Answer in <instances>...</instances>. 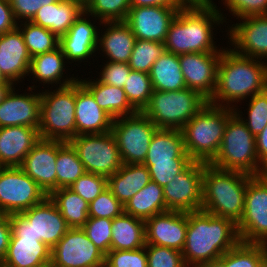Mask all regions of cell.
<instances>
[{
	"label": "cell",
	"instance_id": "cell-21",
	"mask_svg": "<svg viewBox=\"0 0 267 267\" xmlns=\"http://www.w3.org/2000/svg\"><path fill=\"white\" fill-rule=\"evenodd\" d=\"M12 89L0 103V128L28 126L39 129L41 95H16Z\"/></svg>",
	"mask_w": 267,
	"mask_h": 267
},
{
	"label": "cell",
	"instance_id": "cell-17",
	"mask_svg": "<svg viewBox=\"0 0 267 267\" xmlns=\"http://www.w3.org/2000/svg\"><path fill=\"white\" fill-rule=\"evenodd\" d=\"M188 212L171 211L145 220L146 244L182 251L185 245Z\"/></svg>",
	"mask_w": 267,
	"mask_h": 267
},
{
	"label": "cell",
	"instance_id": "cell-46",
	"mask_svg": "<svg viewBox=\"0 0 267 267\" xmlns=\"http://www.w3.org/2000/svg\"><path fill=\"white\" fill-rule=\"evenodd\" d=\"M69 188L90 203L107 189V178L105 176L85 172Z\"/></svg>",
	"mask_w": 267,
	"mask_h": 267
},
{
	"label": "cell",
	"instance_id": "cell-55",
	"mask_svg": "<svg viewBox=\"0 0 267 267\" xmlns=\"http://www.w3.org/2000/svg\"><path fill=\"white\" fill-rule=\"evenodd\" d=\"M11 234L9 215L0 212V263L6 256Z\"/></svg>",
	"mask_w": 267,
	"mask_h": 267
},
{
	"label": "cell",
	"instance_id": "cell-8",
	"mask_svg": "<svg viewBox=\"0 0 267 267\" xmlns=\"http://www.w3.org/2000/svg\"><path fill=\"white\" fill-rule=\"evenodd\" d=\"M208 100L189 88L179 91H156L142 111L158 129L181 130Z\"/></svg>",
	"mask_w": 267,
	"mask_h": 267
},
{
	"label": "cell",
	"instance_id": "cell-65",
	"mask_svg": "<svg viewBox=\"0 0 267 267\" xmlns=\"http://www.w3.org/2000/svg\"><path fill=\"white\" fill-rule=\"evenodd\" d=\"M0 267H8V266L0 263Z\"/></svg>",
	"mask_w": 267,
	"mask_h": 267
},
{
	"label": "cell",
	"instance_id": "cell-57",
	"mask_svg": "<svg viewBox=\"0 0 267 267\" xmlns=\"http://www.w3.org/2000/svg\"><path fill=\"white\" fill-rule=\"evenodd\" d=\"M256 152L258 160L267 170V126L256 137Z\"/></svg>",
	"mask_w": 267,
	"mask_h": 267
},
{
	"label": "cell",
	"instance_id": "cell-20",
	"mask_svg": "<svg viewBox=\"0 0 267 267\" xmlns=\"http://www.w3.org/2000/svg\"><path fill=\"white\" fill-rule=\"evenodd\" d=\"M76 136L103 134L112 130L113 118L102 110L92 94L76 79Z\"/></svg>",
	"mask_w": 267,
	"mask_h": 267
},
{
	"label": "cell",
	"instance_id": "cell-10",
	"mask_svg": "<svg viewBox=\"0 0 267 267\" xmlns=\"http://www.w3.org/2000/svg\"><path fill=\"white\" fill-rule=\"evenodd\" d=\"M157 129L143 112H136L120 120L114 119L111 131L116 138L122 163L143 164Z\"/></svg>",
	"mask_w": 267,
	"mask_h": 267
},
{
	"label": "cell",
	"instance_id": "cell-64",
	"mask_svg": "<svg viewBox=\"0 0 267 267\" xmlns=\"http://www.w3.org/2000/svg\"><path fill=\"white\" fill-rule=\"evenodd\" d=\"M186 4H194V0H183Z\"/></svg>",
	"mask_w": 267,
	"mask_h": 267
},
{
	"label": "cell",
	"instance_id": "cell-33",
	"mask_svg": "<svg viewBox=\"0 0 267 267\" xmlns=\"http://www.w3.org/2000/svg\"><path fill=\"white\" fill-rule=\"evenodd\" d=\"M110 24L103 38L99 40L103 51L110 57L111 62L128 63L136 41L131 28L124 21L103 22Z\"/></svg>",
	"mask_w": 267,
	"mask_h": 267
},
{
	"label": "cell",
	"instance_id": "cell-43",
	"mask_svg": "<svg viewBox=\"0 0 267 267\" xmlns=\"http://www.w3.org/2000/svg\"><path fill=\"white\" fill-rule=\"evenodd\" d=\"M82 229L105 255L110 251L112 219L89 217Z\"/></svg>",
	"mask_w": 267,
	"mask_h": 267
},
{
	"label": "cell",
	"instance_id": "cell-7",
	"mask_svg": "<svg viewBox=\"0 0 267 267\" xmlns=\"http://www.w3.org/2000/svg\"><path fill=\"white\" fill-rule=\"evenodd\" d=\"M76 80L60 85L56 92L41 94L39 136L44 140L69 142L76 137Z\"/></svg>",
	"mask_w": 267,
	"mask_h": 267
},
{
	"label": "cell",
	"instance_id": "cell-37",
	"mask_svg": "<svg viewBox=\"0 0 267 267\" xmlns=\"http://www.w3.org/2000/svg\"><path fill=\"white\" fill-rule=\"evenodd\" d=\"M63 57L65 55L60 46L52 51L31 57L29 72L32 71L35 77L44 83L57 82L63 74Z\"/></svg>",
	"mask_w": 267,
	"mask_h": 267
},
{
	"label": "cell",
	"instance_id": "cell-40",
	"mask_svg": "<svg viewBox=\"0 0 267 267\" xmlns=\"http://www.w3.org/2000/svg\"><path fill=\"white\" fill-rule=\"evenodd\" d=\"M165 51L164 43L136 39L128 65L133 71L149 74L154 62Z\"/></svg>",
	"mask_w": 267,
	"mask_h": 267
},
{
	"label": "cell",
	"instance_id": "cell-34",
	"mask_svg": "<svg viewBox=\"0 0 267 267\" xmlns=\"http://www.w3.org/2000/svg\"><path fill=\"white\" fill-rule=\"evenodd\" d=\"M166 211L168 210L164 200L163 187L153 181L133 195L124 205V213L142 220Z\"/></svg>",
	"mask_w": 267,
	"mask_h": 267
},
{
	"label": "cell",
	"instance_id": "cell-12",
	"mask_svg": "<svg viewBox=\"0 0 267 267\" xmlns=\"http://www.w3.org/2000/svg\"><path fill=\"white\" fill-rule=\"evenodd\" d=\"M237 231L241 242L267 245V185L258 176H252L247 183Z\"/></svg>",
	"mask_w": 267,
	"mask_h": 267
},
{
	"label": "cell",
	"instance_id": "cell-48",
	"mask_svg": "<svg viewBox=\"0 0 267 267\" xmlns=\"http://www.w3.org/2000/svg\"><path fill=\"white\" fill-rule=\"evenodd\" d=\"M248 130L256 137L267 126V88L251 97Z\"/></svg>",
	"mask_w": 267,
	"mask_h": 267
},
{
	"label": "cell",
	"instance_id": "cell-18",
	"mask_svg": "<svg viewBox=\"0 0 267 267\" xmlns=\"http://www.w3.org/2000/svg\"><path fill=\"white\" fill-rule=\"evenodd\" d=\"M57 140L40 139L25 156L20 168L49 196L57 189Z\"/></svg>",
	"mask_w": 267,
	"mask_h": 267
},
{
	"label": "cell",
	"instance_id": "cell-36",
	"mask_svg": "<svg viewBox=\"0 0 267 267\" xmlns=\"http://www.w3.org/2000/svg\"><path fill=\"white\" fill-rule=\"evenodd\" d=\"M57 189L69 188L86 171L76 150L69 142L57 140Z\"/></svg>",
	"mask_w": 267,
	"mask_h": 267
},
{
	"label": "cell",
	"instance_id": "cell-16",
	"mask_svg": "<svg viewBox=\"0 0 267 267\" xmlns=\"http://www.w3.org/2000/svg\"><path fill=\"white\" fill-rule=\"evenodd\" d=\"M178 10L167 6L130 7L125 23L136 39L164 43Z\"/></svg>",
	"mask_w": 267,
	"mask_h": 267
},
{
	"label": "cell",
	"instance_id": "cell-11",
	"mask_svg": "<svg viewBox=\"0 0 267 267\" xmlns=\"http://www.w3.org/2000/svg\"><path fill=\"white\" fill-rule=\"evenodd\" d=\"M46 197V193L20 167H0L1 213H21Z\"/></svg>",
	"mask_w": 267,
	"mask_h": 267
},
{
	"label": "cell",
	"instance_id": "cell-28",
	"mask_svg": "<svg viewBox=\"0 0 267 267\" xmlns=\"http://www.w3.org/2000/svg\"><path fill=\"white\" fill-rule=\"evenodd\" d=\"M84 13L85 11L75 20L66 34L59 38V46L66 59H85L97 48V31L91 22L81 18Z\"/></svg>",
	"mask_w": 267,
	"mask_h": 267
},
{
	"label": "cell",
	"instance_id": "cell-45",
	"mask_svg": "<svg viewBox=\"0 0 267 267\" xmlns=\"http://www.w3.org/2000/svg\"><path fill=\"white\" fill-rule=\"evenodd\" d=\"M148 267H187L181 251L168 247L146 244Z\"/></svg>",
	"mask_w": 267,
	"mask_h": 267
},
{
	"label": "cell",
	"instance_id": "cell-39",
	"mask_svg": "<svg viewBox=\"0 0 267 267\" xmlns=\"http://www.w3.org/2000/svg\"><path fill=\"white\" fill-rule=\"evenodd\" d=\"M21 33L31 57L52 51L59 46V38L54 33L31 21L25 24Z\"/></svg>",
	"mask_w": 267,
	"mask_h": 267
},
{
	"label": "cell",
	"instance_id": "cell-22",
	"mask_svg": "<svg viewBox=\"0 0 267 267\" xmlns=\"http://www.w3.org/2000/svg\"><path fill=\"white\" fill-rule=\"evenodd\" d=\"M40 140L37 128L8 126L0 128V167H20L25 156Z\"/></svg>",
	"mask_w": 267,
	"mask_h": 267
},
{
	"label": "cell",
	"instance_id": "cell-1",
	"mask_svg": "<svg viewBox=\"0 0 267 267\" xmlns=\"http://www.w3.org/2000/svg\"><path fill=\"white\" fill-rule=\"evenodd\" d=\"M239 242L237 225L232 220L202 210L188 212L186 240L181 251L185 265L196 267L219 259Z\"/></svg>",
	"mask_w": 267,
	"mask_h": 267
},
{
	"label": "cell",
	"instance_id": "cell-2",
	"mask_svg": "<svg viewBox=\"0 0 267 267\" xmlns=\"http://www.w3.org/2000/svg\"><path fill=\"white\" fill-rule=\"evenodd\" d=\"M215 8L207 2L180 9L169 25L165 50L176 55L217 52L213 46L211 22H220L223 18Z\"/></svg>",
	"mask_w": 267,
	"mask_h": 267
},
{
	"label": "cell",
	"instance_id": "cell-58",
	"mask_svg": "<svg viewBox=\"0 0 267 267\" xmlns=\"http://www.w3.org/2000/svg\"><path fill=\"white\" fill-rule=\"evenodd\" d=\"M196 267H230V250L224 253L219 259L201 263Z\"/></svg>",
	"mask_w": 267,
	"mask_h": 267
},
{
	"label": "cell",
	"instance_id": "cell-41",
	"mask_svg": "<svg viewBox=\"0 0 267 267\" xmlns=\"http://www.w3.org/2000/svg\"><path fill=\"white\" fill-rule=\"evenodd\" d=\"M267 263L266 244L239 242L230 249V267H263Z\"/></svg>",
	"mask_w": 267,
	"mask_h": 267
},
{
	"label": "cell",
	"instance_id": "cell-60",
	"mask_svg": "<svg viewBox=\"0 0 267 267\" xmlns=\"http://www.w3.org/2000/svg\"><path fill=\"white\" fill-rule=\"evenodd\" d=\"M84 10H86L94 0H75Z\"/></svg>",
	"mask_w": 267,
	"mask_h": 267
},
{
	"label": "cell",
	"instance_id": "cell-4",
	"mask_svg": "<svg viewBox=\"0 0 267 267\" xmlns=\"http://www.w3.org/2000/svg\"><path fill=\"white\" fill-rule=\"evenodd\" d=\"M260 63L234 50L222 51L216 89L208 103L216 105L217 99L234 102L263 92L267 88V66Z\"/></svg>",
	"mask_w": 267,
	"mask_h": 267
},
{
	"label": "cell",
	"instance_id": "cell-61",
	"mask_svg": "<svg viewBox=\"0 0 267 267\" xmlns=\"http://www.w3.org/2000/svg\"><path fill=\"white\" fill-rule=\"evenodd\" d=\"M258 177L267 185V170L261 172Z\"/></svg>",
	"mask_w": 267,
	"mask_h": 267
},
{
	"label": "cell",
	"instance_id": "cell-29",
	"mask_svg": "<svg viewBox=\"0 0 267 267\" xmlns=\"http://www.w3.org/2000/svg\"><path fill=\"white\" fill-rule=\"evenodd\" d=\"M151 181L148 168L143 164H123L107 178V188L123 204Z\"/></svg>",
	"mask_w": 267,
	"mask_h": 267
},
{
	"label": "cell",
	"instance_id": "cell-13",
	"mask_svg": "<svg viewBox=\"0 0 267 267\" xmlns=\"http://www.w3.org/2000/svg\"><path fill=\"white\" fill-rule=\"evenodd\" d=\"M105 254L82 228H70L51 249L50 267H103Z\"/></svg>",
	"mask_w": 267,
	"mask_h": 267
},
{
	"label": "cell",
	"instance_id": "cell-31",
	"mask_svg": "<svg viewBox=\"0 0 267 267\" xmlns=\"http://www.w3.org/2000/svg\"><path fill=\"white\" fill-rule=\"evenodd\" d=\"M80 83L92 94L99 107L113 119L137 112L128 102L123 88L103 84L99 81H80Z\"/></svg>",
	"mask_w": 267,
	"mask_h": 267
},
{
	"label": "cell",
	"instance_id": "cell-23",
	"mask_svg": "<svg viewBox=\"0 0 267 267\" xmlns=\"http://www.w3.org/2000/svg\"><path fill=\"white\" fill-rule=\"evenodd\" d=\"M31 56L19 27L0 35V71L11 83L29 72Z\"/></svg>",
	"mask_w": 267,
	"mask_h": 267
},
{
	"label": "cell",
	"instance_id": "cell-9",
	"mask_svg": "<svg viewBox=\"0 0 267 267\" xmlns=\"http://www.w3.org/2000/svg\"><path fill=\"white\" fill-rule=\"evenodd\" d=\"M69 143L76 150L86 172L108 178L123 165L112 131L103 134L79 135Z\"/></svg>",
	"mask_w": 267,
	"mask_h": 267
},
{
	"label": "cell",
	"instance_id": "cell-6",
	"mask_svg": "<svg viewBox=\"0 0 267 267\" xmlns=\"http://www.w3.org/2000/svg\"><path fill=\"white\" fill-rule=\"evenodd\" d=\"M234 112L227 121L219 151L210 165L230 171H239L252 176H258L266 171L260 170L256 152L255 136L248 130L246 124Z\"/></svg>",
	"mask_w": 267,
	"mask_h": 267
},
{
	"label": "cell",
	"instance_id": "cell-44",
	"mask_svg": "<svg viewBox=\"0 0 267 267\" xmlns=\"http://www.w3.org/2000/svg\"><path fill=\"white\" fill-rule=\"evenodd\" d=\"M124 212V205L107 188L89 203V217L114 219Z\"/></svg>",
	"mask_w": 267,
	"mask_h": 267
},
{
	"label": "cell",
	"instance_id": "cell-32",
	"mask_svg": "<svg viewBox=\"0 0 267 267\" xmlns=\"http://www.w3.org/2000/svg\"><path fill=\"white\" fill-rule=\"evenodd\" d=\"M153 90L156 91H179L187 88L179 55L165 51L152 65L149 72Z\"/></svg>",
	"mask_w": 267,
	"mask_h": 267
},
{
	"label": "cell",
	"instance_id": "cell-38",
	"mask_svg": "<svg viewBox=\"0 0 267 267\" xmlns=\"http://www.w3.org/2000/svg\"><path fill=\"white\" fill-rule=\"evenodd\" d=\"M123 90L130 105L137 112H142L148 105L150 96L153 93L149 74L131 70Z\"/></svg>",
	"mask_w": 267,
	"mask_h": 267
},
{
	"label": "cell",
	"instance_id": "cell-19",
	"mask_svg": "<svg viewBox=\"0 0 267 267\" xmlns=\"http://www.w3.org/2000/svg\"><path fill=\"white\" fill-rule=\"evenodd\" d=\"M21 214L32 224L34 236L52 249L70 229L56 204L47 196Z\"/></svg>",
	"mask_w": 267,
	"mask_h": 267
},
{
	"label": "cell",
	"instance_id": "cell-52",
	"mask_svg": "<svg viewBox=\"0 0 267 267\" xmlns=\"http://www.w3.org/2000/svg\"><path fill=\"white\" fill-rule=\"evenodd\" d=\"M15 19L27 18L30 21L39 8L58 0H8Z\"/></svg>",
	"mask_w": 267,
	"mask_h": 267
},
{
	"label": "cell",
	"instance_id": "cell-15",
	"mask_svg": "<svg viewBox=\"0 0 267 267\" xmlns=\"http://www.w3.org/2000/svg\"><path fill=\"white\" fill-rule=\"evenodd\" d=\"M221 53L219 51L179 55L186 87L199 92L208 101L212 98L216 89Z\"/></svg>",
	"mask_w": 267,
	"mask_h": 267
},
{
	"label": "cell",
	"instance_id": "cell-14",
	"mask_svg": "<svg viewBox=\"0 0 267 267\" xmlns=\"http://www.w3.org/2000/svg\"><path fill=\"white\" fill-rule=\"evenodd\" d=\"M204 163L192 161L163 187L167 210L195 212L202 207Z\"/></svg>",
	"mask_w": 267,
	"mask_h": 267
},
{
	"label": "cell",
	"instance_id": "cell-5",
	"mask_svg": "<svg viewBox=\"0 0 267 267\" xmlns=\"http://www.w3.org/2000/svg\"><path fill=\"white\" fill-rule=\"evenodd\" d=\"M216 104L207 103L181 129L185 152L193 161L209 164L219 151L228 118L234 111Z\"/></svg>",
	"mask_w": 267,
	"mask_h": 267
},
{
	"label": "cell",
	"instance_id": "cell-3",
	"mask_svg": "<svg viewBox=\"0 0 267 267\" xmlns=\"http://www.w3.org/2000/svg\"><path fill=\"white\" fill-rule=\"evenodd\" d=\"M251 177L204 163L201 210L230 219L237 225L244 213L246 188Z\"/></svg>",
	"mask_w": 267,
	"mask_h": 267
},
{
	"label": "cell",
	"instance_id": "cell-24",
	"mask_svg": "<svg viewBox=\"0 0 267 267\" xmlns=\"http://www.w3.org/2000/svg\"><path fill=\"white\" fill-rule=\"evenodd\" d=\"M230 31V36L243 53L235 52L251 58L267 56V15L249 16ZM244 50V51H243Z\"/></svg>",
	"mask_w": 267,
	"mask_h": 267
},
{
	"label": "cell",
	"instance_id": "cell-59",
	"mask_svg": "<svg viewBox=\"0 0 267 267\" xmlns=\"http://www.w3.org/2000/svg\"><path fill=\"white\" fill-rule=\"evenodd\" d=\"M13 83H3L0 84V103L3 101L6 94L10 91L12 88Z\"/></svg>",
	"mask_w": 267,
	"mask_h": 267
},
{
	"label": "cell",
	"instance_id": "cell-27",
	"mask_svg": "<svg viewBox=\"0 0 267 267\" xmlns=\"http://www.w3.org/2000/svg\"><path fill=\"white\" fill-rule=\"evenodd\" d=\"M84 11L75 0H58L41 6L30 21L50 30L60 38Z\"/></svg>",
	"mask_w": 267,
	"mask_h": 267
},
{
	"label": "cell",
	"instance_id": "cell-54",
	"mask_svg": "<svg viewBox=\"0 0 267 267\" xmlns=\"http://www.w3.org/2000/svg\"><path fill=\"white\" fill-rule=\"evenodd\" d=\"M17 23L8 0H0V35L16 29Z\"/></svg>",
	"mask_w": 267,
	"mask_h": 267
},
{
	"label": "cell",
	"instance_id": "cell-30",
	"mask_svg": "<svg viewBox=\"0 0 267 267\" xmlns=\"http://www.w3.org/2000/svg\"><path fill=\"white\" fill-rule=\"evenodd\" d=\"M145 245V220L124 212L112 220L110 250H135Z\"/></svg>",
	"mask_w": 267,
	"mask_h": 267
},
{
	"label": "cell",
	"instance_id": "cell-63",
	"mask_svg": "<svg viewBox=\"0 0 267 267\" xmlns=\"http://www.w3.org/2000/svg\"><path fill=\"white\" fill-rule=\"evenodd\" d=\"M207 2H211L210 0H194V4H204Z\"/></svg>",
	"mask_w": 267,
	"mask_h": 267
},
{
	"label": "cell",
	"instance_id": "cell-50",
	"mask_svg": "<svg viewBox=\"0 0 267 267\" xmlns=\"http://www.w3.org/2000/svg\"><path fill=\"white\" fill-rule=\"evenodd\" d=\"M228 8L238 17L267 15V0H225Z\"/></svg>",
	"mask_w": 267,
	"mask_h": 267
},
{
	"label": "cell",
	"instance_id": "cell-62",
	"mask_svg": "<svg viewBox=\"0 0 267 267\" xmlns=\"http://www.w3.org/2000/svg\"><path fill=\"white\" fill-rule=\"evenodd\" d=\"M3 83H11L10 81H8L1 73L0 71V84H3Z\"/></svg>",
	"mask_w": 267,
	"mask_h": 267
},
{
	"label": "cell",
	"instance_id": "cell-47",
	"mask_svg": "<svg viewBox=\"0 0 267 267\" xmlns=\"http://www.w3.org/2000/svg\"><path fill=\"white\" fill-rule=\"evenodd\" d=\"M145 246L135 250H110L104 267H148Z\"/></svg>",
	"mask_w": 267,
	"mask_h": 267
},
{
	"label": "cell",
	"instance_id": "cell-25",
	"mask_svg": "<svg viewBox=\"0 0 267 267\" xmlns=\"http://www.w3.org/2000/svg\"><path fill=\"white\" fill-rule=\"evenodd\" d=\"M51 249L37 238L10 237L2 264L8 267H50Z\"/></svg>",
	"mask_w": 267,
	"mask_h": 267
},
{
	"label": "cell",
	"instance_id": "cell-42",
	"mask_svg": "<svg viewBox=\"0 0 267 267\" xmlns=\"http://www.w3.org/2000/svg\"><path fill=\"white\" fill-rule=\"evenodd\" d=\"M129 9L130 0H94L85 14L99 16L102 22L125 21Z\"/></svg>",
	"mask_w": 267,
	"mask_h": 267
},
{
	"label": "cell",
	"instance_id": "cell-49",
	"mask_svg": "<svg viewBox=\"0 0 267 267\" xmlns=\"http://www.w3.org/2000/svg\"><path fill=\"white\" fill-rule=\"evenodd\" d=\"M191 162H163L145 165L148 168L151 181L164 187L177 174L182 172Z\"/></svg>",
	"mask_w": 267,
	"mask_h": 267
},
{
	"label": "cell",
	"instance_id": "cell-53",
	"mask_svg": "<svg viewBox=\"0 0 267 267\" xmlns=\"http://www.w3.org/2000/svg\"><path fill=\"white\" fill-rule=\"evenodd\" d=\"M9 222L11 237L37 238L34 236L32 224L21 213L9 215Z\"/></svg>",
	"mask_w": 267,
	"mask_h": 267
},
{
	"label": "cell",
	"instance_id": "cell-26",
	"mask_svg": "<svg viewBox=\"0 0 267 267\" xmlns=\"http://www.w3.org/2000/svg\"><path fill=\"white\" fill-rule=\"evenodd\" d=\"M185 152L181 130L157 129L151 138L143 165L163 162H192Z\"/></svg>",
	"mask_w": 267,
	"mask_h": 267
},
{
	"label": "cell",
	"instance_id": "cell-56",
	"mask_svg": "<svg viewBox=\"0 0 267 267\" xmlns=\"http://www.w3.org/2000/svg\"><path fill=\"white\" fill-rule=\"evenodd\" d=\"M186 5L183 0H130V7L167 6L176 8L179 11Z\"/></svg>",
	"mask_w": 267,
	"mask_h": 267
},
{
	"label": "cell",
	"instance_id": "cell-35",
	"mask_svg": "<svg viewBox=\"0 0 267 267\" xmlns=\"http://www.w3.org/2000/svg\"><path fill=\"white\" fill-rule=\"evenodd\" d=\"M50 199L56 204L70 228H82L88 220L89 203L70 188L54 190Z\"/></svg>",
	"mask_w": 267,
	"mask_h": 267
},
{
	"label": "cell",
	"instance_id": "cell-51",
	"mask_svg": "<svg viewBox=\"0 0 267 267\" xmlns=\"http://www.w3.org/2000/svg\"><path fill=\"white\" fill-rule=\"evenodd\" d=\"M131 70L132 69L128 63L110 61L104 67L102 76L98 81L102 82L103 84L123 88Z\"/></svg>",
	"mask_w": 267,
	"mask_h": 267
}]
</instances>
